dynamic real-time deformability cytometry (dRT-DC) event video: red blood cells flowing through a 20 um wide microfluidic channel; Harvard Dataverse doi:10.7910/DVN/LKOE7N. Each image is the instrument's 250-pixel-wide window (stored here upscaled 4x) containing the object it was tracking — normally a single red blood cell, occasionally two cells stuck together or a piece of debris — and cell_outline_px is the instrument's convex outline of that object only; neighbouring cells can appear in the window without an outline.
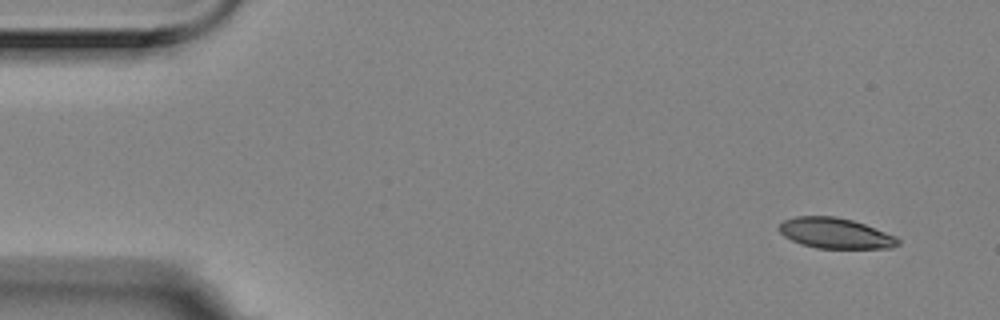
{"species": "Egyptian fruit bat (a non-hibernating species)", "species_latin": "Rousettus aegyptiacus", "temperature_condition": "room temperature", "stored_images_in_passage": 6, "camera_frame_rate_fps": 3000, "um_per_image_px": 0.085, "animal": {"sex": "female"}, "frame": {"image": 1, "passage_image": 1, "time_ms": 0.0, "image_size_px": [1000, 320], "cell_outline_px": [[900, 244], [892, 248], [816, 248], [800, 244], [784, 236], [776, 228], [784, 220], [796, 216], [836, 216], [852, 220], [864, 224], [896, 236], [900, 240]], "centroid_in_image_um": [70.99, 19.82], "position_along_channel_um": 14.0, "area_um2": 21.21}}
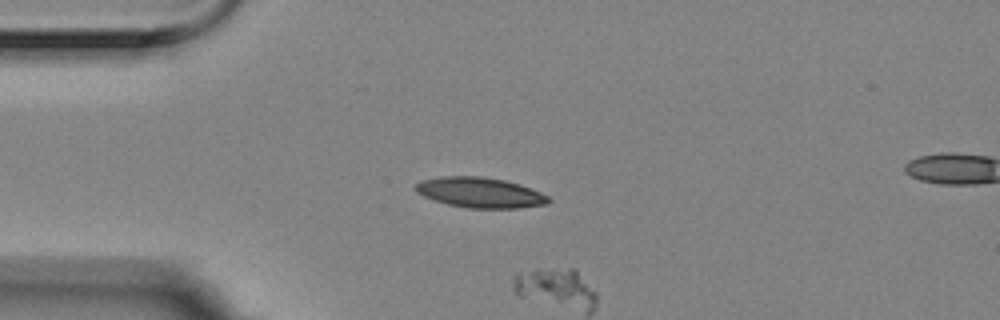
{"frame": {"image": 2, "passage_image": 4, "time_ms": 1.0, "image_size_px": [1000, 320], "cell_outline_px": [[552, 200], [548, 204], [516, 208], [468, 208], [448, 204], [424, 196], [416, 192], [416, 184], [420, 180], [440, 176], [484, 176], [504, 180], [520, 184], [540, 192], [548, 196]], "centroid_in_image_um": [40.82, 16.36], "position_along_channel_um": 44.2, "area_um2": 23.47}}